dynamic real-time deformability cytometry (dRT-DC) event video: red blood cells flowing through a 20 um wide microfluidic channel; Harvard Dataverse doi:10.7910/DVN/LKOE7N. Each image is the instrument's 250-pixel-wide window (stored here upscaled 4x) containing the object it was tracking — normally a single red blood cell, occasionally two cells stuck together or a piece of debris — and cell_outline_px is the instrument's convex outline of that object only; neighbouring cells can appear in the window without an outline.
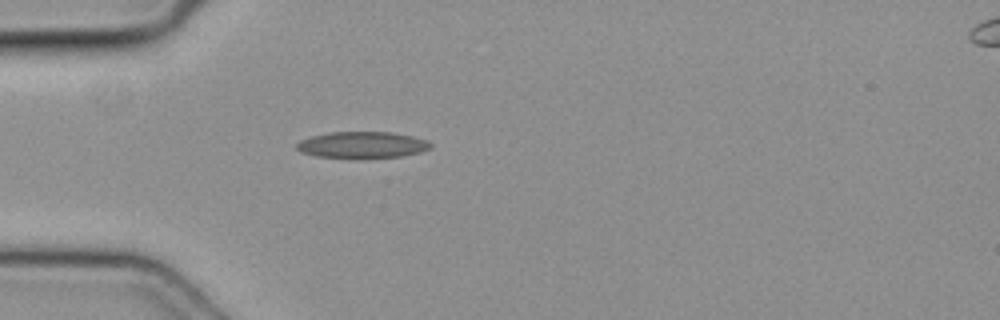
{"species": "common noctule bat (a hibernating species)", "species_latin": "Nyctalus noctula", "temperature_condition": "cold", "stored_images_in_passage": 31, "camera_frame_rate_fps": 3000, "um_per_image_px": 0.085, "animal": {"sex": "female", "body_mass_g": 19.3, "forearm_length_mm": 54.1}, "frame": {"image": 1, "passage_image": 1, "time_ms": 0.0, "image_size_px": [1000, 320], "cell_outline_px": [[432, 148], [420, 152], [400, 156], [316, 156], [300, 152], [296, 148], [296, 144], [300, 140], [312, 136], [332, 132], [392, 132], [412, 136], [428, 140], [432, 144]], "centroid_in_image_um": [30.81, 12.28], "position_along_channel_um": 54.2, "area_um2": 20.0}}
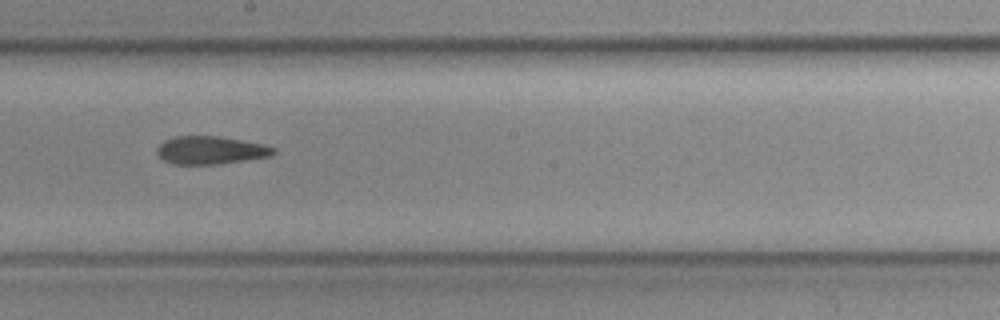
{"frame": {"image": 2, "passage_image": 14, "time_ms": 4.333, "image_size_px": [1000, 320], "cell_outline_px": [[276, 152], [272, 156], [220, 164], [172, 164], [164, 160], [156, 152], [156, 148], [164, 140], [176, 136], [220, 136], [264, 144], [276, 148]], "centroid_in_image_um": [17.92, 12.76], "position_along_channel_um": 230.3, "area_um2": 19.13}}
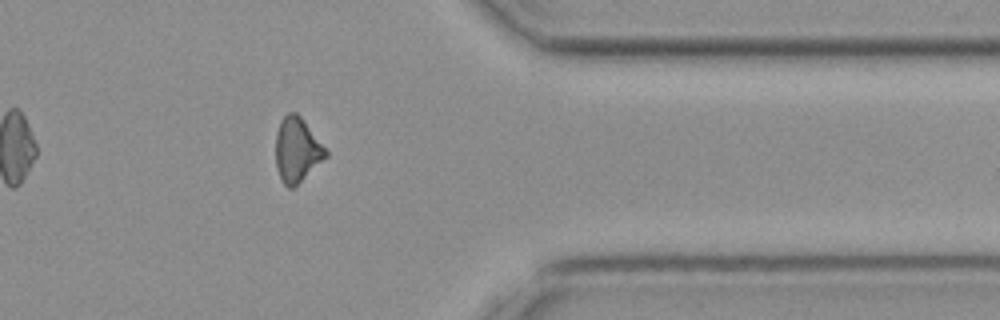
{"frame": {"image": 3, "passage_image": 26, "time_ms": 8.333, "image_size_px": [1000, 320], "cell_outline_px": [[328, 156], [292, 188], [288, 188], [284, 184], [276, 168], [276, 132], [280, 120], [288, 112], [296, 112], [300, 116], [328, 152]], "centroid_in_image_um": [25.22, 12.72], "position_along_channel_um": 386.2, "area_um2": 18.5}}